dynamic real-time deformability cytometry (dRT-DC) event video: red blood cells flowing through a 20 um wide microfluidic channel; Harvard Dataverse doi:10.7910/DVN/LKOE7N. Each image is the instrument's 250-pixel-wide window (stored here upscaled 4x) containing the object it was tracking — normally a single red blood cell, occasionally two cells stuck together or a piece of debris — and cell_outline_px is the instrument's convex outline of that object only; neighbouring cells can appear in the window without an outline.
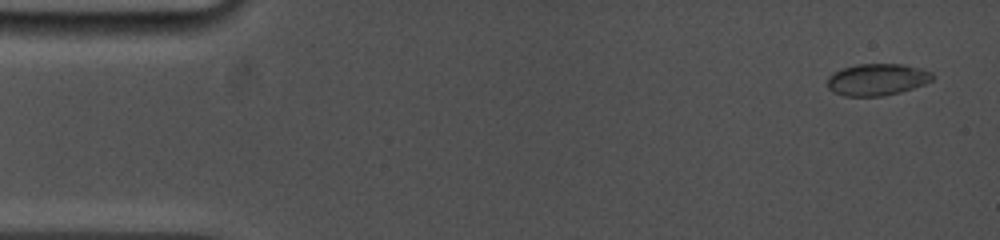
{"species": "common noctule bat (a hibernating species)", "species_latin": "Nyctalus noctula", "temperature_condition": "cold", "stored_images_in_passage": 102, "camera_frame_rate_fps": 5000, "um_per_image_px": 0.085, "animal": {"sex": "female", "body_mass_g": 19.0, "forearm_length_mm": 53.3}, "frame": {"image": 1, "passage_image": 4, "time_ms": 0.6, "image_size_px": [1000, 240], "cell_outline_px": [[936, 76], [932, 80], [924, 84], [900, 92], [884, 96], [844, 96], [832, 92], [828, 88], [828, 76], [844, 68], [860, 64], [904, 64], [920, 68], [932, 72]], "centroid_in_image_um": [74.58, 6.77], "position_along_channel_um": 10.4, "area_um2": 19.48}}
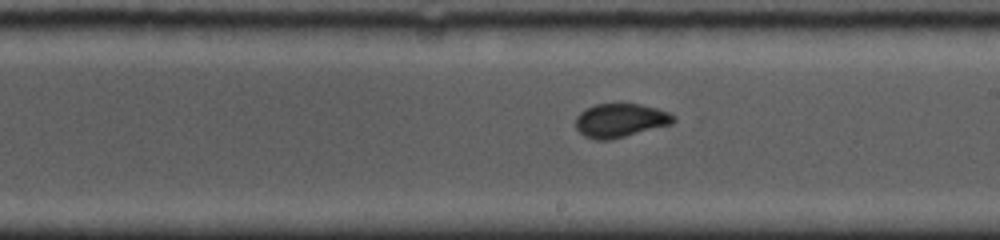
{"frame": {"image": 2, "passage_image": 57, "time_ms": 9.4, "image_size_px": [1000, 240], "cell_outline_px": [[676, 120], [672, 124], [612, 140], [596, 140], [584, 136], [576, 128], [576, 116], [580, 112], [596, 104], [640, 104], [656, 108], [668, 112], [676, 116]], "centroid_in_image_um": [52.74, 10.25], "position_along_channel_um": 236.3, "area_um2": 19.31}}
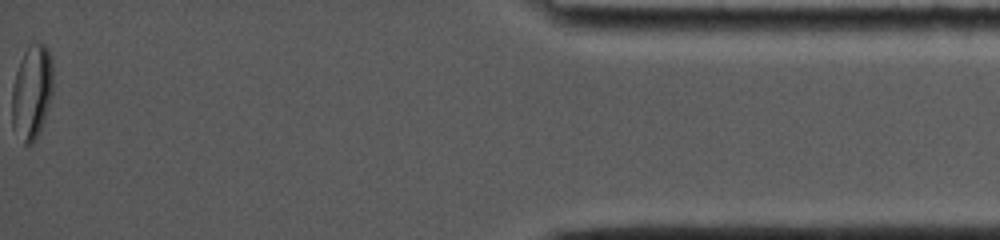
{"frame": {"image": 3, "passage_image": 102, "time_ms": 16.2, "image_size_px": [1000, 240], "cell_outline_px": [[52, 92], [44, 120], [40, 132], [36, 140], [32, 144], [24, 144], [12, 128], [12, 88], [16, 72], [20, 60], [24, 52], [32, 44], [44, 44], [48, 48], [52, 60]], "centroid_in_image_um": [2.7, 7.87], "position_along_channel_um": 432.5, "area_um2": 22.6}, "authors_computed_cell_mechanics": {"area_um2": 19.363, "velocity_mm_per_s": 3.8913, "shape_relaxation_time_tau1_ms": 7.404, "shape_relaxation_time_tau2_ms": null, "deformation_change_tau1": 0.1792, "deformation_change_tau2": null}}